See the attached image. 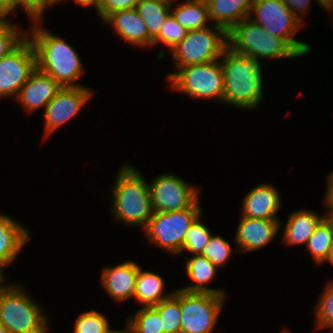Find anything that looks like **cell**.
Listing matches in <instances>:
<instances>
[{"instance_id":"11","label":"cell","mask_w":333,"mask_h":333,"mask_svg":"<svg viewBox=\"0 0 333 333\" xmlns=\"http://www.w3.org/2000/svg\"><path fill=\"white\" fill-rule=\"evenodd\" d=\"M154 212L180 211L200 200V189L175 173L158 174L148 182Z\"/></svg>"},{"instance_id":"1","label":"cell","mask_w":333,"mask_h":333,"mask_svg":"<svg viewBox=\"0 0 333 333\" xmlns=\"http://www.w3.org/2000/svg\"><path fill=\"white\" fill-rule=\"evenodd\" d=\"M43 20L30 23L27 38L31 41L35 55L36 68L51 76L62 87H81L77 83L84 75L83 62L75 50L63 37L55 35L42 27Z\"/></svg>"},{"instance_id":"31","label":"cell","mask_w":333,"mask_h":333,"mask_svg":"<svg viewBox=\"0 0 333 333\" xmlns=\"http://www.w3.org/2000/svg\"><path fill=\"white\" fill-rule=\"evenodd\" d=\"M187 31L170 13L158 34L153 38V47L161 43L169 52L185 38Z\"/></svg>"},{"instance_id":"43","label":"cell","mask_w":333,"mask_h":333,"mask_svg":"<svg viewBox=\"0 0 333 333\" xmlns=\"http://www.w3.org/2000/svg\"><path fill=\"white\" fill-rule=\"evenodd\" d=\"M107 333H135V332L133 328L130 326V324L126 321L125 327L123 329L113 330L110 328Z\"/></svg>"},{"instance_id":"25","label":"cell","mask_w":333,"mask_h":333,"mask_svg":"<svg viewBox=\"0 0 333 333\" xmlns=\"http://www.w3.org/2000/svg\"><path fill=\"white\" fill-rule=\"evenodd\" d=\"M333 246V220L327 215L316 227L305 247L314 264L327 263Z\"/></svg>"},{"instance_id":"35","label":"cell","mask_w":333,"mask_h":333,"mask_svg":"<svg viewBox=\"0 0 333 333\" xmlns=\"http://www.w3.org/2000/svg\"><path fill=\"white\" fill-rule=\"evenodd\" d=\"M140 0H99L98 15L102 22L112 13L135 8Z\"/></svg>"},{"instance_id":"34","label":"cell","mask_w":333,"mask_h":333,"mask_svg":"<svg viewBox=\"0 0 333 333\" xmlns=\"http://www.w3.org/2000/svg\"><path fill=\"white\" fill-rule=\"evenodd\" d=\"M19 25L10 20L0 30V59L12 51L26 37L27 32L22 30Z\"/></svg>"},{"instance_id":"46","label":"cell","mask_w":333,"mask_h":333,"mask_svg":"<svg viewBox=\"0 0 333 333\" xmlns=\"http://www.w3.org/2000/svg\"><path fill=\"white\" fill-rule=\"evenodd\" d=\"M327 262L333 265V246L331 248V252H330Z\"/></svg>"},{"instance_id":"5","label":"cell","mask_w":333,"mask_h":333,"mask_svg":"<svg viewBox=\"0 0 333 333\" xmlns=\"http://www.w3.org/2000/svg\"><path fill=\"white\" fill-rule=\"evenodd\" d=\"M228 48L237 54L262 59H295L301 55L283 38L276 37L249 17L227 32Z\"/></svg>"},{"instance_id":"32","label":"cell","mask_w":333,"mask_h":333,"mask_svg":"<svg viewBox=\"0 0 333 333\" xmlns=\"http://www.w3.org/2000/svg\"><path fill=\"white\" fill-rule=\"evenodd\" d=\"M73 328L74 333H107L111 325L104 313L90 309L78 315Z\"/></svg>"},{"instance_id":"33","label":"cell","mask_w":333,"mask_h":333,"mask_svg":"<svg viewBox=\"0 0 333 333\" xmlns=\"http://www.w3.org/2000/svg\"><path fill=\"white\" fill-rule=\"evenodd\" d=\"M233 250L229 241L221 235L212 234L201 255L206 257L218 269H221V267L227 266L226 264L232 257Z\"/></svg>"},{"instance_id":"8","label":"cell","mask_w":333,"mask_h":333,"mask_svg":"<svg viewBox=\"0 0 333 333\" xmlns=\"http://www.w3.org/2000/svg\"><path fill=\"white\" fill-rule=\"evenodd\" d=\"M228 47L227 31L217 25L188 30L185 38L169 52L176 70L218 60Z\"/></svg>"},{"instance_id":"20","label":"cell","mask_w":333,"mask_h":333,"mask_svg":"<svg viewBox=\"0 0 333 333\" xmlns=\"http://www.w3.org/2000/svg\"><path fill=\"white\" fill-rule=\"evenodd\" d=\"M310 209H299L289 214L280 243L286 246L306 245L319 223L327 216Z\"/></svg>"},{"instance_id":"19","label":"cell","mask_w":333,"mask_h":333,"mask_svg":"<svg viewBox=\"0 0 333 333\" xmlns=\"http://www.w3.org/2000/svg\"><path fill=\"white\" fill-rule=\"evenodd\" d=\"M30 231L10 215L0 213V266L6 270L28 244Z\"/></svg>"},{"instance_id":"39","label":"cell","mask_w":333,"mask_h":333,"mask_svg":"<svg viewBox=\"0 0 333 333\" xmlns=\"http://www.w3.org/2000/svg\"><path fill=\"white\" fill-rule=\"evenodd\" d=\"M63 1L65 0H38V20H44L43 15L45 14V11L54 5L60 4Z\"/></svg>"},{"instance_id":"36","label":"cell","mask_w":333,"mask_h":333,"mask_svg":"<svg viewBox=\"0 0 333 333\" xmlns=\"http://www.w3.org/2000/svg\"><path fill=\"white\" fill-rule=\"evenodd\" d=\"M18 7L22 8L30 22L38 20V0H12V14Z\"/></svg>"},{"instance_id":"41","label":"cell","mask_w":333,"mask_h":333,"mask_svg":"<svg viewBox=\"0 0 333 333\" xmlns=\"http://www.w3.org/2000/svg\"><path fill=\"white\" fill-rule=\"evenodd\" d=\"M319 6H321L330 15L333 12V0H315Z\"/></svg>"},{"instance_id":"24","label":"cell","mask_w":333,"mask_h":333,"mask_svg":"<svg viewBox=\"0 0 333 333\" xmlns=\"http://www.w3.org/2000/svg\"><path fill=\"white\" fill-rule=\"evenodd\" d=\"M174 1L176 0L171 2V14L187 30L202 29L211 23L205 0H183V2H178L176 7L173 6Z\"/></svg>"},{"instance_id":"7","label":"cell","mask_w":333,"mask_h":333,"mask_svg":"<svg viewBox=\"0 0 333 333\" xmlns=\"http://www.w3.org/2000/svg\"><path fill=\"white\" fill-rule=\"evenodd\" d=\"M199 202L180 211L154 212L142 231L148 242L173 256L181 255L185 234L203 213Z\"/></svg>"},{"instance_id":"30","label":"cell","mask_w":333,"mask_h":333,"mask_svg":"<svg viewBox=\"0 0 333 333\" xmlns=\"http://www.w3.org/2000/svg\"><path fill=\"white\" fill-rule=\"evenodd\" d=\"M317 304L314 306L315 330H333V280L323 288Z\"/></svg>"},{"instance_id":"27","label":"cell","mask_w":333,"mask_h":333,"mask_svg":"<svg viewBox=\"0 0 333 333\" xmlns=\"http://www.w3.org/2000/svg\"><path fill=\"white\" fill-rule=\"evenodd\" d=\"M162 319L164 333H180L181 329V289L153 306Z\"/></svg>"},{"instance_id":"47","label":"cell","mask_w":333,"mask_h":333,"mask_svg":"<svg viewBox=\"0 0 333 333\" xmlns=\"http://www.w3.org/2000/svg\"><path fill=\"white\" fill-rule=\"evenodd\" d=\"M0 333H7L6 328L0 323Z\"/></svg>"},{"instance_id":"48","label":"cell","mask_w":333,"mask_h":333,"mask_svg":"<svg viewBox=\"0 0 333 333\" xmlns=\"http://www.w3.org/2000/svg\"><path fill=\"white\" fill-rule=\"evenodd\" d=\"M280 333H291V332H289L287 329H282L281 331H280Z\"/></svg>"},{"instance_id":"15","label":"cell","mask_w":333,"mask_h":333,"mask_svg":"<svg viewBox=\"0 0 333 333\" xmlns=\"http://www.w3.org/2000/svg\"><path fill=\"white\" fill-rule=\"evenodd\" d=\"M61 88L51 76L36 68L21 87L15 101L26 114H33L37 110H43Z\"/></svg>"},{"instance_id":"14","label":"cell","mask_w":333,"mask_h":333,"mask_svg":"<svg viewBox=\"0 0 333 333\" xmlns=\"http://www.w3.org/2000/svg\"><path fill=\"white\" fill-rule=\"evenodd\" d=\"M281 220L256 219L240 216L234 236L235 252L248 253L272 243L280 232Z\"/></svg>"},{"instance_id":"26","label":"cell","mask_w":333,"mask_h":333,"mask_svg":"<svg viewBox=\"0 0 333 333\" xmlns=\"http://www.w3.org/2000/svg\"><path fill=\"white\" fill-rule=\"evenodd\" d=\"M172 0H140L135 9L147 26L149 36L153 39L171 13Z\"/></svg>"},{"instance_id":"12","label":"cell","mask_w":333,"mask_h":333,"mask_svg":"<svg viewBox=\"0 0 333 333\" xmlns=\"http://www.w3.org/2000/svg\"><path fill=\"white\" fill-rule=\"evenodd\" d=\"M36 69V55L27 36L0 59V98H17L21 87Z\"/></svg>"},{"instance_id":"3","label":"cell","mask_w":333,"mask_h":333,"mask_svg":"<svg viewBox=\"0 0 333 333\" xmlns=\"http://www.w3.org/2000/svg\"><path fill=\"white\" fill-rule=\"evenodd\" d=\"M148 180L132 164L119 168L112 186L111 212L115 221L126 227L144 229L153 216Z\"/></svg>"},{"instance_id":"10","label":"cell","mask_w":333,"mask_h":333,"mask_svg":"<svg viewBox=\"0 0 333 333\" xmlns=\"http://www.w3.org/2000/svg\"><path fill=\"white\" fill-rule=\"evenodd\" d=\"M227 296L181 290L180 333H213Z\"/></svg>"},{"instance_id":"9","label":"cell","mask_w":333,"mask_h":333,"mask_svg":"<svg viewBox=\"0 0 333 333\" xmlns=\"http://www.w3.org/2000/svg\"><path fill=\"white\" fill-rule=\"evenodd\" d=\"M249 18L276 37L285 39L301 56L311 53L308 42L294 38L305 25L281 0H254Z\"/></svg>"},{"instance_id":"17","label":"cell","mask_w":333,"mask_h":333,"mask_svg":"<svg viewBox=\"0 0 333 333\" xmlns=\"http://www.w3.org/2000/svg\"><path fill=\"white\" fill-rule=\"evenodd\" d=\"M281 193L275 185L262 183L252 188L242 199L241 215L256 219L279 220Z\"/></svg>"},{"instance_id":"29","label":"cell","mask_w":333,"mask_h":333,"mask_svg":"<svg viewBox=\"0 0 333 333\" xmlns=\"http://www.w3.org/2000/svg\"><path fill=\"white\" fill-rule=\"evenodd\" d=\"M135 333H164L162 319L153 307H140L126 320Z\"/></svg>"},{"instance_id":"21","label":"cell","mask_w":333,"mask_h":333,"mask_svg":"<svg viewBox=\"0 0 333 333\" xmlns=\"http://www.w3.org/2000/svg\"><path fill=\"white\" fill-rule=\"evenodd\" d=\"M191 256V257H190ZM185 258V269L187 276L192 282L185 287L180 288L185 292L212 293L216 295H227L223 288L209 287L213 279H216L217 271L219 270L206 257L202 255H190Z\"/></svg>"},{"instance_id":"2","label":"cell","mask_w":333,"mask_h":333,"mask_svg":"<svg viewBox=\"0 0 333 333\" xmlns=\"http://www.w3.org/2000/svg\"><path fill=\"white\" fill-rule=\"evenodd\" d=\"M224 78L223 103L239 109H257L264 97L262 61L226 48L220 58Z\"/></svg>"},{"instance_id":"6","label":"cell","mask_w":333,"mask_h":333,"mask_svg":"<svg viewBox=\"0 0 333 333\" xmlns=\"http://www.w3.org/2000/svg\"><path fill=\"white\" fill-rule=\"evenodd\" d=\"M165 80L171 90L181 92L191 100L223 102L224 78L220 59L178 68L169 72Z\"/></svg>"},{"instance_id":"28","label":"cell","mask_w":333,"mask_h":333,"mask_svg":"<svg viewBox=\"0 0 333 333\" xmlns=\"http://www.w3.org/2000/svg\"><path fill=\"white\" fill-rule=\"evenodd\" d=\"M202 217L201 213L185 234L181 255L185 252H189L188 254L191 255H201L203 249L209 243L212 233L206 223H203Z\"/></svg>"},{"instance_id":"13","label":"cell","mask_w":333,"mask_h":333,"mask_svg":"<svg viewBox=\"0 0 333 333\" xmlns=\"http://www.w3.org/2000/svg\"><path fill=\"white\" fill-rule=\"evenodd\" d=\"M89 87H62L53 99L46 105L44 116V139L51 136L55 130L74 118L85 107L93 96Z\"/></svg>"},{"instance_id":"22","label":"cell","mask_w":333,"mask_h":333,"mask_svg":"<svg viewBox=\"0 0 333 333\" xmlns=\"http://www.w3.org/2000/svg\"><path fill=\"white\" fill-rule=\"evenodd\" d=\"M208 5L211 25L227 32L243 19L249 17L254 0H205Z\"/></svg>"},{"instance_id":"49","label":"cell","mask_w":333,"mask_h":333,"mask_svg":"<svg viewBox=\"0 0 333 333\" xmlns=\"http://www.w3.org/2000/svg\"><path fill=\"white\" fill-rule=\"evenodd\" d=\"M330 218L333 220V212L329 214Z\"/></svg>"},{"instance_id":"38","label":"cell","mask_w":333,"mask_h":333,"mask_svg":"<svg viewBox=\"0 0 333 333\" xmlns=\"http://www.w3.org/2000/svg\"><path fill=\"white\" fill-rule=\"evenodd\" d=\"M326 189L324 195V207H326L327 214L333 212V171L326 177Z\"/></svg>"},{"instance_id":"45","label":"cell","mask_w":333,"mask_h":333,"mask_svg":"<svg viewBox=\"0 0 333 333\" xmlns=\"http://www.w3.org/2000/svg\"><path fill=\"white\" fill-rule=\"evenodd\" d=\"M6 274L4 269L0 266V290L7 284L5 281Z\"/></svg>"},{"instance_id":"16","label":"cell","mask_w":333,"mask_h":333,"mask_svg":"<svg viewBox=\"0 0 333 333\" xmlns=\"http://www.w3.org/2000/svg\"><path fill=\"white\" fill-rule=\"evenodd\" d=\"M100 283L105 292L114 302H124L134 299L138 264L127 260L115 266L103 267Z\"/></svg>"},{"instance_id":"23","label":"cell","mask_w":333,"mask_h":333,"mask_svg":"<svg viewBox=\"0 0 333 333\" xmlns=\"http://www.w3.org/2000/svg\"><path fill=\"white\" fill-rule=\"evenodd\" d=\"M174 293L165 292V281L161 274L143 270L138 264L134 299L141 307L155 306Z\"/></svg>"},{"instance_id":"42","label":"cell","mask_w":333,"mask_h":333,"mask_svg":"<svg viewBox=\"0 0 333 333\" xmlns=\"http://www.w3.org/2000/svg\"><path fill=\"white\" fill-rule=\"evenodd\" d=\"M9 15L11 16L5 9L0 8V30L10 21Z\"/></svg>"},{"instance_id":"18","label":"cell","mask_w":333,"mask_h":333,"mask_svg":"<svg viewBox=\"0 0 333 333\" xmlns=\"http://www.w3.org/2000/svg\"><path fill=\"white\" fill-rule=\"evenodd\" d=\"M103 23L110 25L117 36L130 46L140 49L153 47V39L149 36L147 26L135 8L114 12Z\"/></svg>"},{"instance_id":"44","label":"cell","mask_w":333,"mask_h":333,"mask_svg":"<svg viewBox=\"0 0 333 333\" xmlns=\"http://www.w3.org/2000/svg\"><path fill=\"white\" fill-rule=\"evenodd\" d=\"M0 8L5 9L12 15V0H0Z\"/></svg>"},{"instance_id":"4","label":"cell","mask_w":333,"mask_h":333,"mask_svg":"<svg viewBox=\"0 0 333 333\" xmlns=\"http://www.w3.org/2000/svg\"><path fill=\"white\" fill-rule=\"evenodd\" d=\"M22 285L12 282L0 290V323L7 333H48L49 314Z\"/></svg>"},{"instance_id":"37","label":"cell","mask_w":333,"mask_h":333,"mask_svg":"<svg viewBox=\"0 0 333 333\" xmlns=\"http://www.w3.org/2000/svg\"><path fill=\"white\" fill-rule=\"evenodd\" d=\"M290 10L291 12L302 22L305 23L304 16L309 11V3L312 0H281Z\"/></svg>"},{"instance_id":"40","label":"cell","mask_w":333,"mask_h":333,"mask_svg":"<svg viewBox=\"0 0 333 333\" xmlns=\"http://www.w3.org/2000/svg\"><path fill=\"white\" fill-rule=\"evenodd\" d=\"M67 1V0H65ZM70 1V0H69ZM75 4H79L80 6L83 7H94L96 9V12L98 14V8H99V0H71Z\"/></svg>"}]
</instances>
